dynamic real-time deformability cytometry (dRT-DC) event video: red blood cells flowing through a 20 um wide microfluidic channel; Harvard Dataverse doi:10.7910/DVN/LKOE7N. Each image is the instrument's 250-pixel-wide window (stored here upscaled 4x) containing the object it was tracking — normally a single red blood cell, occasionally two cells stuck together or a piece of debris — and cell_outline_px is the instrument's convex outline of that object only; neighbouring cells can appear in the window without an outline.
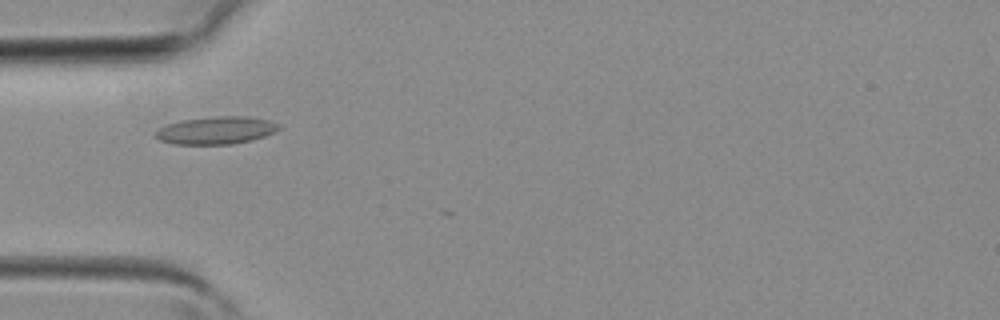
{"species": "common noctule bat (a hibernating species)", "species_latin": "Nyctalus noctula", "temperature_condition": "room temperature", "stored_images_in_passage": 2, "camera_frame_rate_fps": 3000, "um_per_image_px": 0.085, "animal": {"sex": "female", "body_mass_g": 19.3, "forearm_length_mm": 54.1}, "frame": {"image": 1, "passage_image": 2, "time_ms": 0.333, "image_size_px": [1000, 320], "cell_outline_px": [[280, 128], [276, 132], [252, 140], [232, 144], [172, 144], [160, 140], [156, 136], [156, 132], [160, 128], [168, 124], [180, 120], [220, 116], [248, 116], [268, 120], [280, 124]], "centroid_in_image_um": [18.41, 11.08], "position_along_channel_um": 66.6, "area_um2": 19.77}}